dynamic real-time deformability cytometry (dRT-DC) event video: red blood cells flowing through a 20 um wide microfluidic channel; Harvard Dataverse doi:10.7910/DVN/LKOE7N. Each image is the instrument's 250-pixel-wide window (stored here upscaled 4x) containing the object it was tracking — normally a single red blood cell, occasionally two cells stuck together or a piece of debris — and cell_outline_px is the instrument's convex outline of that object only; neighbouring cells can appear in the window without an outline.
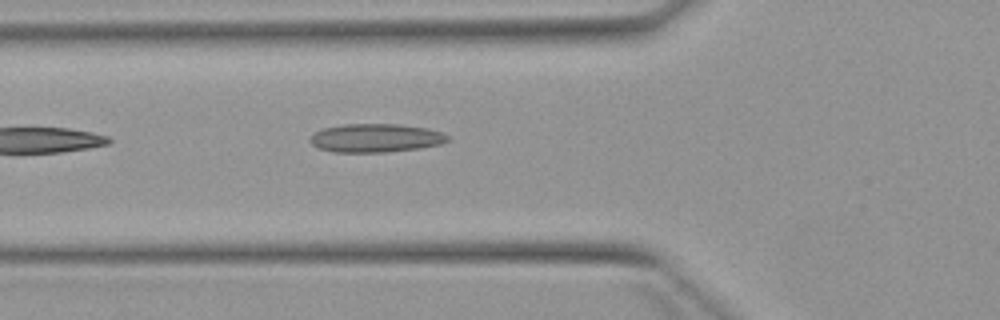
{"species": "Egyptian fruit bat (a non-hibernating species)", "species_latin": "Rousettus aegyptiacus", "temperature_condition": "warm", "stored_images_in_passage": 3, "camera_frame_rate_fps": 3000, "um_per_image_px": 0.085, "animal": {"sex": "female"}, "frame": {"image": 1, "passage_image": 3, "time_ms": 2.333, "image_size_px": [1000, 320], "cell_outline_px": [[448, 140], [440, 144], [420, 148], [384, 152], [332, 152], [316, 148], [308, 140], [308, 136], [320, 128], [344, 124], [400, 124], [428, 128], [440, 132], [448, 136]], "centroid_in_image_um": [31.84, 11.72], "position_along_channel_um": 94.0, "area_um2": 23.12}}